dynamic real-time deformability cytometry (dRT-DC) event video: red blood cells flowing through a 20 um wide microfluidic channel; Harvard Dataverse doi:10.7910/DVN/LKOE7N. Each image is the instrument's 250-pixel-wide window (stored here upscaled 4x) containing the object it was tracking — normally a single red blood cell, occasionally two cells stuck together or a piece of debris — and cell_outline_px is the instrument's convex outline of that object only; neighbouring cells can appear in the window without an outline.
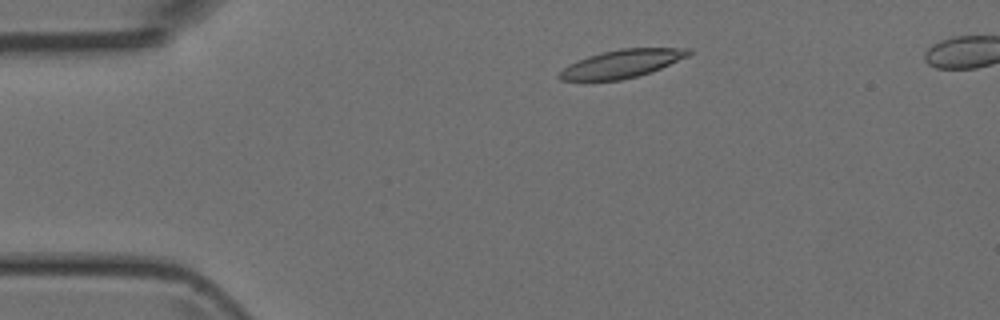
{"species": "Egyptian fruit bat (a non-hibernating species)", "species_latin": "Rousettus aegyptiacus", "temperature_condition": "room temperature", "stored_images_in_passage": 4, "segment_of_instrument_passage": [1, 2], "camera_frame_rate_fps": 3000, "um_per_image_px": 0.085, "animal": {"sex": "female"}, "frame": {"image": 1, "passage_image": 2, "time_ms": 1.0, "image_size_px": [1000, 320], "cell_outline_px": [[692, 52], [688, 56], [652, 72], [620, 80], [560, 80], [556, 76], [568, 64], [588, 56], [620, 48], [692, 48]], "centroid_in_image_um": [52.87, 5.41], "position_along_channel_um": 32.1, "area_um2": 20.98}}